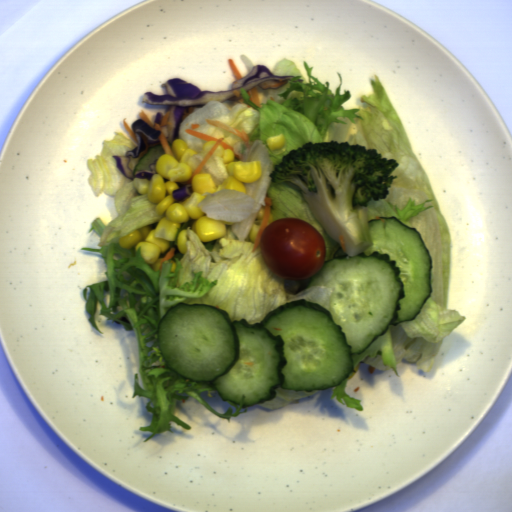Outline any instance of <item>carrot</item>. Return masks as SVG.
Instances as JSON below:
<instances>
[{
  "mask_svg": "<svg viewBox=\"0 0 512 512\" xmlns=\"http://www.w3.org/2000/svg\"><path fill=\"white\" fill-rule=\"evenodd\" d=\"M200 124H191L190 128L193 130L195 128H198Z\"/></svg>",
  "mask_w": 512,
  "mask_h": 512,
  "instance_id": "obj_12",
  "label": "carrot"
},
{
  "mask_svg": "<svg viewBox=\"0 0 512 512\" xmlns=\"http://www.w3.org/2000/svg\"><path fill=\"white\" fill-rule=\"evenodd\" d=\"M171 111H172V108L169 109L168 111H166L165 115H163V118H162V121H161V124H157L156 122L154 123V125L151 123V121L148 119V117L146 116L145 112L144 111H140L138 112L139 115H140V118L141 120L146 123L149 127H151L152 129L154 130H160V135L158 137V141L159 142H156V143H149L148 140H147V137L144 135L143 132H138V134H140L145 142V148L143 151H140V154L138 155L139 158L140 157H143L146 152L149 150L150 146H155V145H160L162 151L164 154H169V155H174L172 149H171V145L169 143V141L167 140L165 134L163 133V131L161 130L160 127L162 126H166L170 116H171ZM175 156V155H174Z\"/></svg>",
  "mask_w": 512,
  "mask_h": 512,
  "instance_id": "obj_1",
  "label": "carrot"
},
{
  "mask_svg": "<svg viewBox=\"0 0 512 512\" xmlns=\"http://www.w3.org/2000/svg\"><path fill=\"white\" fill-rule=\"evenodd\" d=\"M264 202H265V205H262L264 215L261 220L260 226L258 228L257 234L255 236V239L253 241V246H252L251 252L255 251L259 247L260 236H261L262 232L264 231V229L266 228L269 218H270V215H271V209H272V203H273L272 198L266 196L264 199Z\"/></svg>",
  "mask_w": 512,
  "mask_h": 512,
  "instance_id": "obj_3",
  "label": "carrot"
},
{
  "mask_svg": "<svg viewBox=\"0 0 512 512\" xmlns=\"http://www.w3.org/2000/svg\"><path fill=\"white\" fill-rule=\"evenodd\" d=\"M186 133L194 136V137H197L199 139H202V140H205V141H215V143L212 145V147L210 148V150L207 152V154L205 155V157L202 159V161L198 164V166L195 168L192 176L189 178V180L186 182L188 184H191L192 180H193V177L195 174L199 173V171L201 170L202 166L204 165V163L208 160V158L213 154V152L216 150V148L219 146V144L221 145V147L223 149H231L234 157L236 159H238L240 161V156L238 154H236L233 150V147L230 146L229 144H227L226 142L223 141L224 138H215L209 134H205V133H202V132H198V131H194V130H191V129H185Z\"/></svg>",
  "mask_w": 512,
  "mask_h": 512,
  "instance_id": "obj_2",
  "label": "carrot"
},
{
  "mask_svg": "<svg viewBox=\"0 0 512 512\" xmlns=\"http://www.w3.org/2000/svg\"><path fill=\"white\" fill-rule=\"evenodd\" d=\"M227 60H228L229 66H230V68H231V70H232V72H233V74H234V76L236 78V81L244 79L242 74H241V72H240V70L237 68V66L235 65V63L232 60V58H227Z\"/></svg>",
  "mask_w": 512,
  "mask_h": 512,
  "instance_id": "obj_6",
  "label": "carrot"
},
{
  "mask_svg": "<svg viewBox=\"0 0 512 512\" xmlns=\"http://www.w3.org/2000/svg\"><path fill=\"white\" fill-rule=\"evenodd\" d=\"M122 126L127 131V133L132 137V139L138 144V139H137L135 133L133 132V130L131 129V127L129 126V124L127 122V118H124L122 120Z\"/></svg>",
  "mask_w": 512,
  "mask_h": 512,
  "instance_id": "obj_7",
  "label": "carrot"
},
{
  "mask_svg": "<svg viewBox=\"0 0 512 512\" xmlns=\"http://www.w3.org/2000/svg\"><path fill=\"white\" fill-rule=\"evenodd\" d=\"M247 94H248V96H250V98H249L250 101L254 102L255 104H257L260 107V101H259V95H258L257 88L254 86V87L248 89Z\"/></svg>",
  "mask_w": 512,
  "mask_h": 512,
  "instance_id": "obj_5",
  "label": "carrot"
},
{
  "mask_svg": "<svg viewBox=\"0 0 512 512\" xmlns=\"http://www.w3.org/2000/svg\"><path fill=\"white\" fill-rule=\"evenodd\" d=\"M233 93H234V96H236L237 98H238V97H241L240 92H239V91H237L236 89H235V90H233Z\"/></svg>",
  "mask_w": 512,
  "mask_h": 512,
  "instance_id": "obj_11",
  "label": "carrot"
},
{
  "mask_svg": "<svg viewBox=\"0 0 512 512\" xmlns=\"http://www.w3.org/2000/svg\"><path fill=\"white\" fill-rule=\"evenodd\" d=\"M339 244H340L341 249H343L345 251V248H346L345 240H344L343 235H340V234H339Z\"/></svg>",
  "mask_w": 512,
  "mask_h": 512,
  "instance_id": "obj_10",
  "label": "carrot"
},
{
  "mask_svg": "<svg viewBox=\"0 0 512 512\" xmlns=\"http://www.w3.org/2000/svg\"><path fill=\"white\" fill-rule=\"evenodd\" d=\"M194 111L193 109V106H184V111H183V117H182V121L184 120V118L190 114H192Z\"/></svg>",
  "mask_w": 512,
  "mask_h": 512,
  "instance_id": "obj_9",
  "label": "carrot"
},
{
  "mask_svg": "<svg viewBox=\"0 0 512 512\" xmlns=\"http://www.w3.org/2000/svg\"><path fill=\"white\" fill-rule=\"evenodd\" d=\"M208 124L214 126V127H220L222 128L223 130L229 132V133H232L236 136H238L239 138L242 139L243 143L245 145H247L249 148H250V145H249V137L248 135L246 134L245 130L241 128V130H237L235 128H232L230 126H228L227 124H225L224 122H222L221 120H214V119H208V120H205Z\"/></svg>",
  "mask_w": 512,
  "mask_h": 512,
  "instance_id": "obj_4",
  "label": "carrot"
},
{
  "mask_svg": "<svg viewBox=\"0 0 512 512\" xmlns=\"http://www.w3.org/2000/svg\"><path fill=\"white\" fill-rule=\"evenodd\" d=\"M174 255H175V246H171L170 249L168 250V252L163 257L160 267H159V270L161 268H163V262L170 260Z\"/></svg>",
  "mask_w": 512,
  "mask_h": 512,
  "instance_id": "obj_8",
  "label": "carrot"
}]
</instances>
